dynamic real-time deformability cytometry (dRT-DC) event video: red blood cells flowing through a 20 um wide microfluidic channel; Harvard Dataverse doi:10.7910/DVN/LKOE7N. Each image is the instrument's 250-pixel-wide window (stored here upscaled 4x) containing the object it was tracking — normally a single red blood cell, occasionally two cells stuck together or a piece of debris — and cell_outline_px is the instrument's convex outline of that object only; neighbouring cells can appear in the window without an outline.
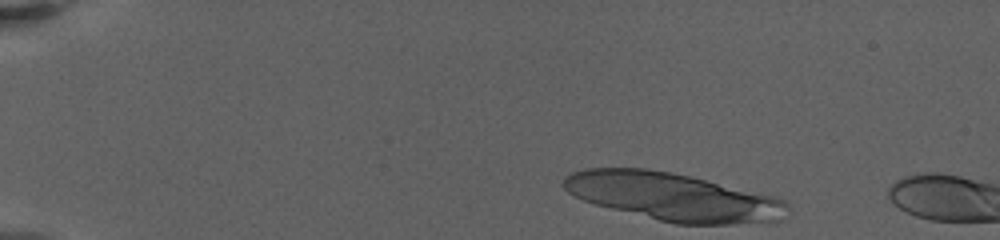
{"species": "human", "species_latin": "Homo sapiens", "temperature_condition": "warm", "stored_images_in_passage": 2, "camera_frame_rate_fps": 3000, "um_per_image_px": 0.085, "donor": {"sex": "female"}, "frame": {"image": 1, "passage_image": 1, "time_ms": 0.0, "image_size_px": [1000, 240], "cell_outline_px": [[792, 212], [784, 220], [768, 224], [676, 224], [596, 204], [584, 200], [568, 192], [560, 184], [564, 176], [572, 172], [584, 168], [644, 168], [668, 172], [688, 176], [760, 192], [776, 196], [784, 200], [788, 204]], "centroid_in_image_um": [57.33, 16.74], "position_along_channel_um": 27.7, "area_um2": 62.89}}